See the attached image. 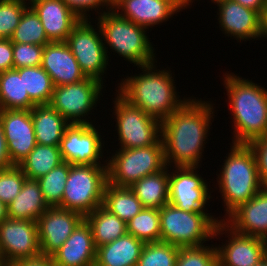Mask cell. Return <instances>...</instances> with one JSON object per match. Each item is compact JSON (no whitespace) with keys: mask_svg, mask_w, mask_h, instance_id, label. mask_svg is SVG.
<instances>
[{"mask_svg":"<svg viewBox=\"0 0 267 266\" xmlns=\"http://www.w3.org/2000/svg\"><path fill=\"white\" fill-rule=\"evenodd\" d=\"M67 6L76 14L78 15L81 19H89L88 16L90 9L91 11L94 9L101 10V8H106V11H109L113 9L107 2V0H63ZM109 6V7H108ZM100 7V9H99ZM108 7V8H107ZM88 15V16H87Z\"/></svg>","mask_w":267,"mask_h":266,"instance_id":"b9f144b4","label":"cell"},{"mask_svg":"<svg viewBox=\"0 0 267 266\" xmlns=\"http://www.w3.org/2000/svg\"><path fill=\"white\" fill-rule=\"evenodd\" d=\"M0 121L10 159L18 166L37 144L31 110H0Z\"/></svg>","mask_w":267,"mask_h":266,"instance_id":"2e32d148","label":"cell"},{"mask_svg":"<svg viewBox=\"0 0 267 266\" xmlns=\"http://www.w3.org/2000/svg\"><path fill=\"white\" fill-rule=\"evenodd\" d=\"M211 246L179 247L175 266H218L216 247Z\"/></svg>","mask_w":267,"mask_h":266,"instance_id":"8d00e7d4","label":"cell"},{"mask_svg":"<svg viewBox=\"0 0 267 266\" xmlns=\"http://www.w3.org/2000/svg\"><path fill=\"white\" fill-rule=\"evenodd\" d=\"M107 159L108 183L118 187H130L139 179L166 167L162 138L147 147L119 148Z\"/></svg>","mask_w":267,"mask_h":266,"instance_id":"ba28073f","label":"cell"},{"mask_svg":"<svg viewBox=\"0 0 267 266\" xmlns=\"http://www.w3.org/2000/svg\"><path fill=\"white\" fill-rule=\"evenodd\" d=\"M69 169L70 164L63 161L49 173L37 179L49 207H58L61 204Z\"/></svg>","mask_w":267,"mask_h":266,"instance_id":"e575fe53","label":"cell"},{"mask_svg":"<svg viewBox=\"0 0 267 266\" xmlns=\"http://www.w3.org/2000/svg\"><path fill=\"white\" fill-rule=\"evenodd\" d=\"M12 161L10 159L7 142L5 139L3 127L0 121V170L13 167Z\"/></svg>","mask_w":267,"mask_h":266,"instance_id":"f6af8a7d","label":"cell"},{"mask_svg":"<svg viewBox=\"0 0 267 266\" xmlns=\"http://www.w3.org/2000/svg\"><path fill=\"white\" fill-rule=\"evenodd\" d=\"M224 231L230 238L216 246L218 266H255L267 256L266 239L237 233L224 220L217 223L214 237Z\"/></svg>","mask_w":267,"mask_h":266,"instance_id":"4fadbf2b","label":"cell"},{"mask_svg":"<svg viewBox=\"0 0 267 266\" xmlns=\"http://www.w3.org/2000/svg\"><path fill=\"white\" fill-rule=\"evenodd\" d=\"M115 104L116 128L120 149L147 147L161 138V122L137 106L130 104L119 93Z\"/></svg>","mask_w":267,"mask_h":266,"instance_id":"9c48e42d","label":"cell"},{"mask_svg":"<svg viewBox=\"0 0 267 266\" xmlns=\"http://www.w3.org/2000/svg\"><path fill=\"white\" fill-rule=\"evenodd\" d=\"M35 105L24 90L23 75L16 69L0 72V110H31Z\"/></svg>","mask_w":267,"mask_h":266,"instance_id":"f1b7e54d","label":"cell"},{"mask_svg":"<svg viewBox=\"0 0 267 266\" xmlns=\"http://www.w3.org/2000/svg\"><path fill=\"white\" fill-rule=\"evenodd\" d=\"M194 0H188V6H190V4L192 5L191 2H193ZM221 1H225V0H211V2H214V3H218V2H221Z\"/></svg>","mask_w":267,"mask_h":266,"instance_id":"816d5d0a","label":"cell"},{"mask_svg":"<svg viewBox=\"0 0 267 266\" xmlns=\"http://www.w3.org/2000/svg\"><path fill=\"white\" fill-rule=\"evenodd\" d=\"M8 218V207L5 203L0 201V223Z\"/></svg>","mask_w":267,"mask_h":266,"instance_id":"c3c4849f","label":"cell"},{"mask_svg":"<svg viewBox=\"0 0 267 266\" xmlns=\"http://www.w3.org/2000/svg\"><path fill=\"white\" fill-rule=\"evenodd\" d=\"M100 134L94 124H70L59 145L62 160L73 165H105L100 162L104 146Z\"/></svg>","mask_w":267,"mask_h":266,"instance_id":"9a60e30c","label":"cell"},{"mask_svg":"<svg viewBox=\"0 0 267 266\" xmlns=\"http://www.w3.org/2000/svg\"><path fill=\"white\" fill-rule=\"evenodd\" d=\"M85 220L91 227L96 248L127 233L126 223L102 205L86 215Z\"/></svg>","mask_w":267,"mask_h":266,"instance_id":"83f0119b","label":"cell"},{"mask_svg":"<svg viewBox=\"0 0 267 266\" xmlns=\"http://www.w3.org/2000/svg\"><path fill=\"white\" fill-rule=\"evenodd\" d=\"M23 75L24 90L36 104H49L52 98L54 85L49 74L40 66L16 69Z\"/></svg>","mask_w":267,"mask_h":266,"instance_id":"1f68e13d","label":"cell"},{"mask_svg":"<svg viewBox=\"0 0 267 266\" xmlns=\"http://www.w3.org/2000/svg\"><path fill=\"white\" fill-rule=\"evenodd\" d=\"M43 49L37 44L13 43L14 69L40 66Z\"/></svg>","mask_w":267,"mask_h":266,"instance_id":"ab89813d","label":"cell"},{"mask_svg":"<svg viewBox=\"0 0 267 266\" xmlns=\"http://www.w3.org/2000/svg\"><path fill=\"white\" fill-rule=\"evenodd\" d=\"M28 0H0V38L10 39L18 26Z\"/></svg>","mask_w":267,"mask_h":266,"instance_id":"74e56055","label":"cell"},{"mask_svg":"<svg viewBox=\"0 0 267 266\" xmlns=\"http://www.w3.org/2000/svg\"><path fill=\"white\" fill-rule=\"evenodd\" d=\"M218 22L226 36L246 41L261 38L262 16L255 10L244 7L234 0L217 3Z\"/></svg>","mask_w":267,"mask_h":266,"instance_id":"d6986e66","label":"cell"},{"mask_svg":"<svg viewBox=\"0 0 267 266\" xmlns=\"http://www.w3.org/2000/svg\"><path fill=\"white\" fill-rule=\"evenodd\" d=\"M223 161L217 184L224 201L225 215L252 199L263 187L254 152L248 144L231 145Z\"/></svg>","mask_w":267,"mask_h":266,"instance_id":"277c9868","label":"cell"},{"mask_svg":"<svg viewBox=\"0 0 267 266\" xmlns=\"http://www.w3.org/2000/svg\"><path fill=\"white\" fill-rule=\"evenodd\" d=\"M267 37V7L265 8L263 14H262V20H261V38Z\"/></svg>","mask_w":267,"mask_h":266,"instance_id":"7dc6e473","label":"cell"},{"mask_svg":"<svg viewBox=\"0 0 267 266\" xmlns=\"http://www.w3.org/2000/svg\"><path fill=\"white\" fill-rule=\"evenodd\" d=\"M196 169L198 167H173L174 171L169 174V204L186 212H206L205 205L212 197L206 180Z\"/></svg>","mask_w":267,"mask_h":266,"instance_id":"5bb4252c","label":"cell"},{"mask_svg":"<svg viewBox=\"0 0 267 266\" xmlns=\"http://www.w3.org/2000/svg\"><path fill=\"white\" fill-rule=\"evenodd\" d=\"M26 178L17 165L0 170V201L6 205L10 204L20 193Z\"/></svg>","mask_w":267,"mask_h":266,"instance_id":"f35d334b","label":"cell"},{"mask_svg":"<svg viewBox=\"0 0 267 266\" xmlns=\"http://www.w3.org/2000/svg\"><path fill=\"white\" fill-rule=\"evenodd\" d=\"M102 206L125 223L144 208L129 187H118L110 183L106 184Z\"/></svg>","mask_w":267,"mask_h":266,"instance_id":"f546056e","label":"cell"},{"mask_svg":"<svg viewBox=\"0 0 267 266\" xmlns=\"http://www.w3.org/2000/svg\"><path fill=\"white\" fill-rule=\"evenodd\" d=\"M244 7L257 11L261 16L267 7V0H234Z\"/></svg>","mask_w":267,"mask_h":266,"instance_id":"bcb514c9","label":"cell"},{"mask_svg":"<svg viewBox=\"0 0 267 266\" xmlns=\"http://www.w3.org/2000/svg\"><path fill=\"white\" fill-rule=\"evenodd\" d=\"M41 67L51 77L54 87L86 79L66 42H49L44 46Z\"/></svg>","mask_w":267,"mask_h":266,"instance_id":"44dd1931","label":"cell"},{"mask_svg":"<svg viewBox=\"0 0 267 266\" xmlns=\"http://www.w3.org/2000/svg\"><path fill=\"white\" fill-rule=\"evenodd\" d=\"M121 0H107L108 4L113 8Z\"/></svg>","mask_w":267,"mask_h":266,"instance_id":"681fc988","label":"cell"},{"mask_svg":"<svg viewBox=\"0 0 267 266\" xmlns=\"http://www.w3.org/2000/svg\"><path fill=\"white\" fill-rule=\"evenodd\" d=\"M36 142L39 145L59 146L70 123L50 104L35 105L31 109Z\"/></svg>","mask_w":267,"mask_h":266,"instance_id":"d4e9b609","label":"cell"},{"mask_svg":"<svg viewBox=\"0 0 267 266\" xmlns=\"http://www.w3.org/2000/svg\"><path fill=\"white\" fill-rule=\"evenodd\" d=\"M224 87L234 122L233 144H248L267 134V89L252 80L224 74Z\"/></svg>","mask_w":267,"mask_h":266,"instance_id":"3957f363","label":"cell"},{"mask_svg":"<svg viewBox=\"0 0 267 266\" xmlns=\"http://www.w3.org/2000/svg\"><path fill=\"white\" fill-rule=\"evenodd\" d=\"M84 219L78 212L49 207L37 220L41 253L52 256Z\"/></svg>","mask_w":267,"mask_h":266,"instance_id":"e0dca14e","label":"cell"},{"mask_svg":"<svg viewBox=\"0 0 267 266\" xmlns=\"http://www.w3.org/2000/svg\"><path fill=\"white\" fill-rule=\"evenodd\" d=\"M7 207L9 218L26 221H37L49 208L38 181L28 178L23 183L20 193Z\"/></svg>","mask_w":267,"mask_h":266,"instance_id":"484cf974","label":"cell"},{"mask_svg":"<svg viewBox=\"0 0 267 266\" xmlns=\"http://www.w3.org/2000/svg\"><path fill=\"white\" fill-rule=\"evenodd\" d=\"M106 165L70 164L59 208L80 213L84 217L101 206L106 184L108 167Z\"/></svg>","mask_w":267,"mask_h":266,"instance_id":"52a82bcc","label":"cell"},{"mask_svg":"<svg viewBox=\"0 0 267 266\" xmlns=\"http://www.w3.org/2000/svg\"><path fill=\"white\" fill-rule=\"evenodd\" d=\"M96 29L88 19H81L72 29L66 43L86 78L103 84L109 57L99 26ZM98 30V32L96 31Z\"/></svg>","mask_w":267,"mask_h":266,"instance_id":"30bf717a","label":"cell"},{"mask_svg":"<svg viewBox=\"0 0 267 266\" xmlns=\"http://www.w3.org/2000/svg\"><path fill=\"white\" fill-rule=\"evenodd\" d=\"M255 266H267V256Z\"/></svg>","mask_w":267,"mask_h":266,"instance_id":"f907efd6","label":"cell"},{"mask_svg":"<svg viewBox=\"0 0 267 266\" xmlns=\"http://www.w3.org/2000/svg\"><path fill=\"white\" fill-rule=\"evenodd\" d=\"M127 233L144 243L160 241V213L156 208H143L126 223Z\"/></svg>","mask_w":267,"mask_h":266,"instance_id":"d6a6232c","label":"cell"},{"mask_svg":"<svg viewBox=\"0 0 267 266\" xmlns=\"http://www.w3.org/2000/svg\"><path fill=\"white\" fill-rule=\"evenodd\" d=\"M187 6L188 0H121L113 10L121 17L149 29L166 22Z\"/></svg>","mask_w":267,"mask_h":266,"instance_id":"ac0fdd59","label":"cell"},{"mask_svg":"<svg viewBox=\"0 0 267 266\" xmlns=\"http://www.w3.org/2000/svg\"><path fill=\"white\" fill-rule=\"evenodd\" d=\"M168 168L166 166L158 173L147 175L129 187L144 208L160 209L169 203Z\"/></svg>","mask_w":267,"mask_h":266,"instance_id":"4316f807","label":"cell"},{"mask_svg":"<svg viewBox=\"0 0 267 266\" xmlns=\"http://www.w3.org/2000/svg\"><path fill=\"white\" fill-rule=\"evenodd\" d=\"M155 67V62L140 66L143 74L140 73L126 77L124 80L122 79L117 92L130 104L137 106L149 116L163 122L187 98L179 99L172 71L159 70Z\"/></svg>","mask_w":267,"mask_h":266,"instance_id":"7a4b0ae2","label":"cell"},{"mask_svg":"<svg viewBox=\"0 0 267 266\" xmlns=\"http://www.w3.org/2000/svg\"><path fill=\"white\" fill-rule=\"evenodd\" d=\"M179 247L157 241L144 244L137 266H175Z\"/></svg>","mask_w":267,"mask_h":266,"instance_id":"d590c367","label":"cell"},{"mask_svg":"<svg viewBox=\"0 0 267 266\" xmlns=\"http://www.w3.org/2000/svg\"><path fill=\"white\" fill-rule=\"evenodd\" d=\"M160 241L178 247L201 246L214 238L219 221L206 212H186L171 204L159 209Z\"/></svg>","mask_w":267,"mask_h":266,"instance_id":"8992f818","label":"cell"},{"mask_svg":"<svg viewBox=\"0 0 267 266\" xmlns=\"http://www.w3.org/2000/svg\"><path fill=\"white\" fill-rule=\"evenodd\" d=\"M209 101L187 99L161 122L166 166L199 167L204 144L211 129L214 108ZM211 124V125H210ZM174 163V164H173Z\"/></svg>","mask_w":267,"mask_h":266,"instance_id":"6da1fadb","label":"cell"},{"mask_svg":"<svg viewBox=\"0 0 267 266\" xmlns=\"http://www.w3.org/2000/svg\"><path fill=\"white\" fill-rule=\"evenodd\" d=\"M28 1L51 42H66L73 27L81 20L63 0Z\"/></svg>","mask_w":267,"mask_h":266,"instance_id":"ffe728a7","label":"cell"},{"mask_svg":"<svg viewBox=\"0 0 267 266\" xmlns=\"http://www.w3.org/2000/svg\"><path fill=\"white\" fill-rule=\"evenodd\" d=\"M12 43H28L45 46L51 42L45 33L39 16L31 6H28L10 38Z\"/></svg>","mask_w":267,"mask_h":266,"instance_id":"836d02e7","label":"cell"},{"mask_svg":"<svg viewBox=\"0 0 267 266\" xmlns=\"http://www.w3.org/2000/svg\"><path fill=\"white\" fill-rule=\"evenodd\" d=\"M62 162L59 146L36 144L18 166L28 179L37 180Z\"/></svg>","mask_w":267,"mask_h":266,"instance_id":"4dcf8cb0","label":"cell"},{"mask_svg":"<svg viewBox=\"0 0 267 266\" xmlns=\"http://www.w3.org/2000/svg\"><path fill=\"white\" fill-rule=\"evenodd\" d=\"M96 246L84 219L52 255L55 266H95Z\"/></svg>","mask_w":267,"mask_h":266,"instance_id":"603a6c76","label":"cell"},{"mask_svg":"<svg viewBox=\"0 0 267 266\" xmlns=\"http://www.w3.org/2000/svg\"><path fill=\"white\" fill-rule=\"evenodd\" d=\"M14 69L13 43L11 39L0 38V72Z\"/></svg>","mask_w":267,"mask_h":266,"instance_id":"7bdbcfd3","label":"cell"},{"mask_svg":"<svg viewBox=\"0 0 267 266\" xmlns=\"http://www.w3.org/2000/svg\"><path fill=\"white\" fill-rule=\"evenodd\" d=\"M40 253L37 221L8 217L0 223V258L3 266Z\"/></svg>","mask_w":267,"mask_h":266,"instance_id":"7c38bea8","label":"cell"},{"mask_svg":"<svg viewBox=\"0 0 267 266\" xmlns=\"http://www.w3.org/2000/svg\"><path fill=\"white\" fill-rule=\"evenodd\" d=\"M254 152L260 180L267 186V134L248 143Z\"/></svg>","mask_w":267,"mask_h":266,"instance_id":"60d3db41","label":"cell"},{"mask_svg":"<svg viewBox=\"0 0 267 266\" xmlns=\"http://www.w3.org/2000/svg\"><path fill=\"white\" fill-rule=\"evenodd\" d=\"M144 244L126 233L113 242L97 247L95 266H137Z\"/></svg>","mask_w":267,"mask_h":266,"instance_id":"cb8c5ba5","label":"cell"},{"mask_svg":"<svg viewBox=\"0 0 267 266\" xmlns=\"http://www.w3.org/2000/svg\"><path fill=\"white\" fill-rule=\"evenodd\" d=\"M10 266H55V264L52 256L40 253L33 257L17 260Z\"/></svg>","mask_w":267,"mask_h":266,"instance_id":"ee69618b","label":"cell"},{"mask_svg":"<svg viewBox=\"0 0 267 266\" xmlns=\"http://www.w3.org/2000/svg\"><path fill=\"white\" fill-rule=\"evenodd\" d=\"M224 217L237 233L267 239V186Z\"/></svg>","mask_w":267,"mask_h":266,"instance_id":"7402d4cb","label":"cell"},{"mask_svg":"<svg viewBox=\"0 0 267 266\" xmlns=\"http://www.w3.org/2000/svg\"><path fill=\"white\" fill-rule=\"evenodd\" d=\"M103 86L91 78L74 84L56 86L49 104L70 124H92L86 117L97 105Z\"/></svg>","mask_w":267,"mask_h":266,"instance_id":"8fae6325","label":"cell"},{"mask_svg":"<svg viewBox=\"0 0 267 266\" xmlns=\"http://www.w3.org/2000/svg\"><path fill=\"white\" fill-rule=\"evenodd\" d=\"M100 14V16H99ZM98 14V23L102 38L113 52L124 57L137 67L154 63L155 53L146 28L121 17L115 10Z\"/></svg>","mask_w":267,"mask_h":266,"instance_id":"5b68a950","label":"cell"}]
</instances>
